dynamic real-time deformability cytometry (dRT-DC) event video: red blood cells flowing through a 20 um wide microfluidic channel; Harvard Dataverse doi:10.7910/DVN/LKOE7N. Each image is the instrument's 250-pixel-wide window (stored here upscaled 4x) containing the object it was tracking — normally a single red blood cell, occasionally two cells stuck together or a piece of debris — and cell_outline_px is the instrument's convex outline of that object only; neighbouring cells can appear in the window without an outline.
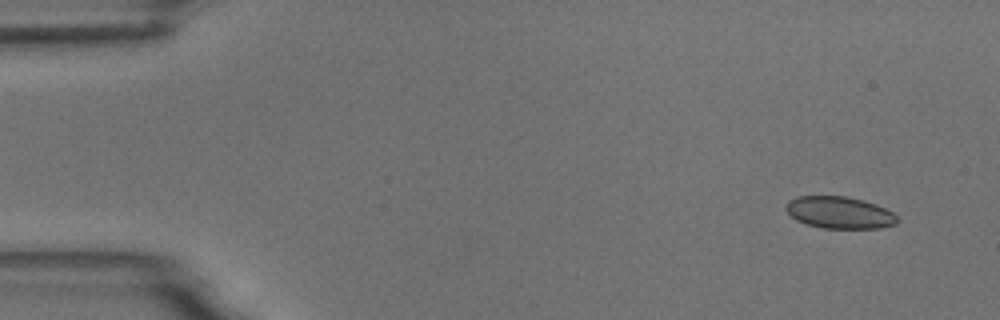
{"species": "common noctule bat (a hibernating species)", "species_latin": "Nyctalus noctula", "temperature_condition": "room temperature", "stored_images_in_passage": 4, "camera_frame_rate_fps": 3000, "um_per_image_px": 0.085, "animal": {"sex": "male", "body_mass_g": 18.8}, "frame": {"image": 1, "passage_image": 1, "time_ms": 0.0, "image_size_px": [1000, 320], "cell_outline_px": [[900, 220], [896, 224], [880, 228], [824, 228], [808, 224], [796, 220], [784, 208], [788, 200], [796, 196], [844, 196], [864, 200], [876, 204], [892, 212]], "centroid_in_image_um": [71.36, 18.06], "position_along_channel_um": 13.6, "area_um2": 20.75}}
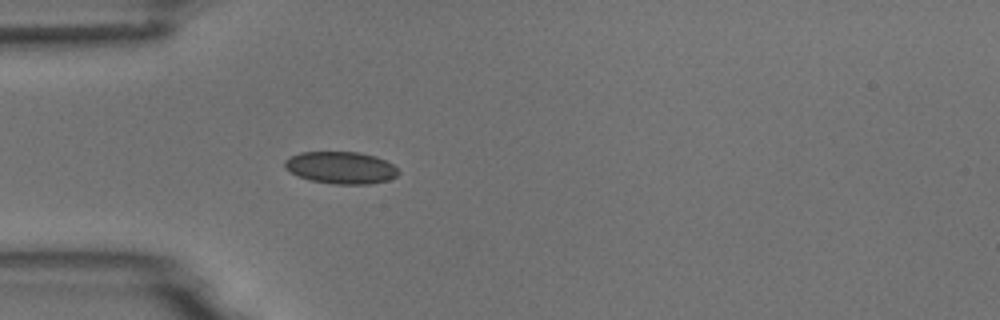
{"frame": {"image": 2, "passage_image": 4, "time_ms": 4.0, "image_size_px": [1000, 320], "cell_outline_px": [[400, 172], [396, 176], [388, 180], [372, 184], [332, 184], [308, 180], [288, 172], [284, 168], [284, 160], [288, 156], [300, 152], [360, 152], [376, 156], [392, 164]], "centroid_in_image_um": [28.92, 14.25], "position_along_channel_um": 56.1, "area_um2": 21.62}}